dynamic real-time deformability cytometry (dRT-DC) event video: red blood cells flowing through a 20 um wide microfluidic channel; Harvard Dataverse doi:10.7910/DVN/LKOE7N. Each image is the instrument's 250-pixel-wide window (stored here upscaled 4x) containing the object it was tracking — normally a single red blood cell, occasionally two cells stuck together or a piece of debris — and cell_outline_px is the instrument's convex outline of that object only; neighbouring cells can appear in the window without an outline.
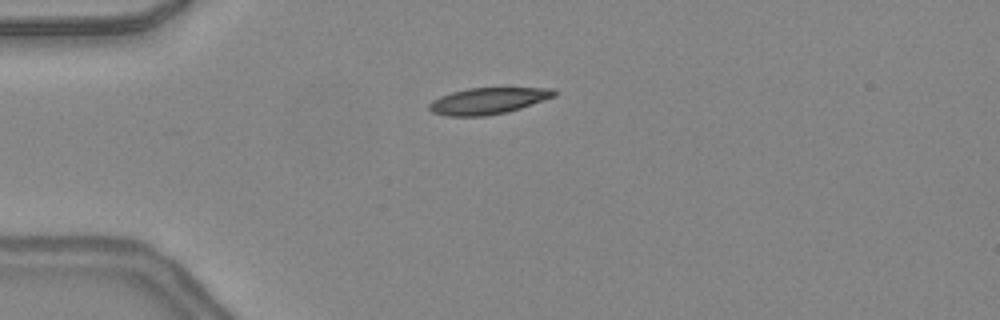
{"species": "common noctule bat (a hibernating species)", "species_latin": "Nyctalus noctula", "temperature_condition": "warm", "stored_images_in_passage": 36, "camera_frame_rate_fps": 3000, "um_per_image_px": 0.085, "animal": {"sex": "female", "body_mass_g": 24.6, "forearm_length_mm": 56.2}, "frame": {"image": 1, "passage_image": 1, "time_ms": 0.0, "image_size_px": [1000, 320], "cell_outline_px": [[556, 96], [508, 112], [488, 116], [448, 116], [432, 112], [428, 108], [428, 104], [432, 100], [440, 96], [452, 92], [468, 88], [552, 88], [556, 92]], "centroid_in_image_um": [41.46, 8.58], "position_along_channel_um": 43.5, "area_um2": 19.25}}
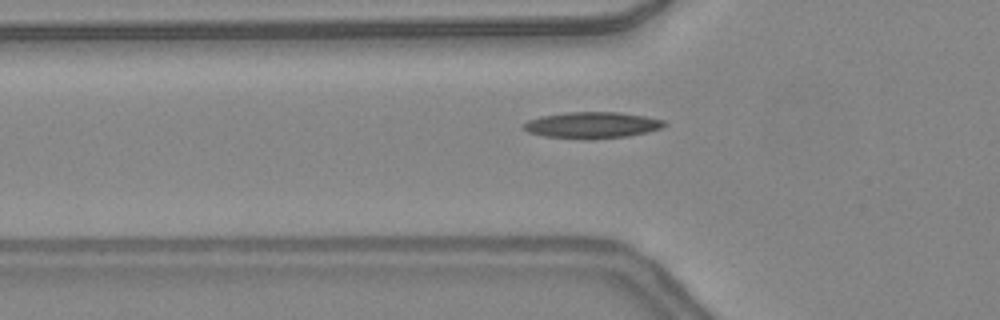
{"frame": {"image": 2, "passage_image": 5, "time_ms": 1.333, "image_size_px": [1000, 320], "cell_outline_px": [[668, 124], [660, 128], [648, 132], [628, 136], [592, 140], [588, 140], [544, 136], [528, 132], [524, 128], [524, 124], [528, 120], [540, 116], [568, 112], [620, 112], [644, 116], [664, 120]], "centroid_in_image_um": [50.34, 10.64], "position_along_channel_um": 75.5, "area_um2": 21.73}}
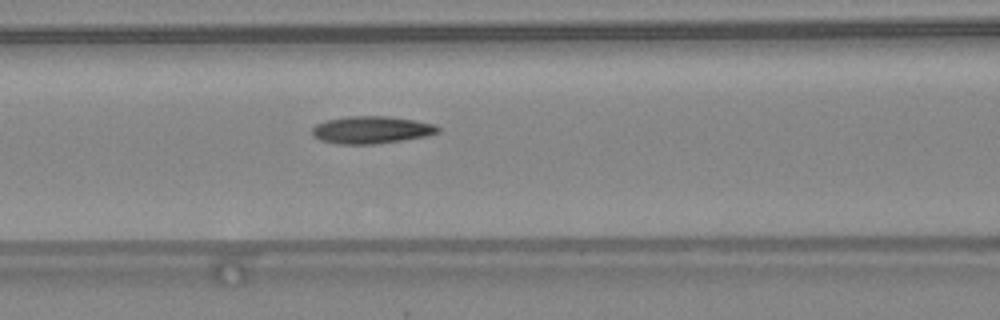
{"frame": {"image": 3, "passage_image": 9, "time_ms": 2.667, "image_size_px": [1000, 320], "cell_outline_px": [[440, 132], [428, 136], [404, 140], [372, 144], [336, 144], [320, 140], [312, 136], [312, 128], [316, 124], [328, 120], [348, 116], [388, 116], [436, 124], [440, 128]], "centroid_in_image_um": [31.58, 11.04], "position_along_channel_um": 135.0, "area_um2": 20.17}, "authors_computed_cell_mechanics": {"area_um2": 19.4208, "velocity_mm_per_s": 4.381, "shape_relaxation_time_tau1_ms": null, "shape_relaxation_time_tau2_ms": 2.803, "deformation_change_tau1": null, "deformation_change_tau2": 0.1078}}